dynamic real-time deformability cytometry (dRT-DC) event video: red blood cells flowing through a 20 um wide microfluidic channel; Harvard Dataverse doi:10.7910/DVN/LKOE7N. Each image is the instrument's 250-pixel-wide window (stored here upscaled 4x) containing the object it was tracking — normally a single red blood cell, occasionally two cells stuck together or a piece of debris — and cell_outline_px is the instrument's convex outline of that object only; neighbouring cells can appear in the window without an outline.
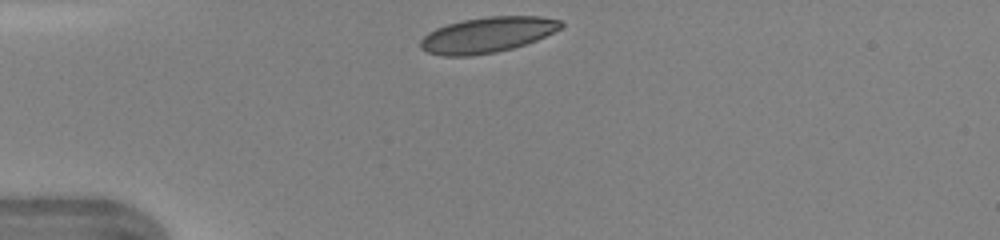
{"species": "human", "species_latin": "Homo sapiens", "temperature_condition": "warm", "stored_images_in_passage": 35, "camera_frame_rate_fps": 3000, "um_per_image_px": 0.085, "donor": {"sex": "female"}, "frame": {"image": 1, "passage_image": 1, "time_ms": 0.0, "image_size_px": [1000, 240], "cell_outline_px": [[564, 24], [560, 28], [536, 40], [512, 48], [496, 52], [472, 56], [444, 56], [428, 52], [420, 48], [420, 40], [428, 32], [436, 28], [448, 24], [464, 20], [488, 16], [540, 16], [560, 20]], "centroid_in_image_um": [41.4, 2.96], "position_along_channel_um": 43.6, "area_um2": 28.9}}
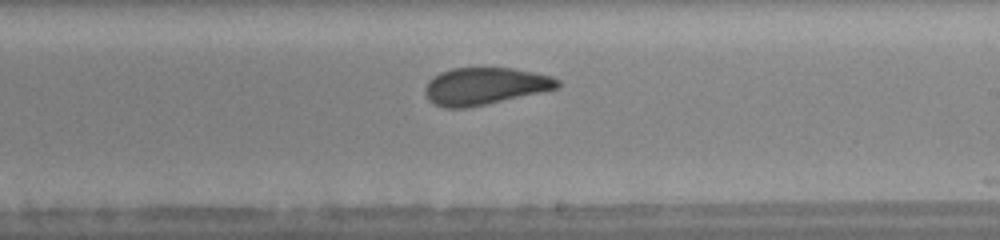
{"frame": {"image": 2, "passage_image": 17, "time_ms": 5.333, "image_size_px": [1000, 240], "cell_outline_px": [[560, 88], [484, 104], [464, 108], [444, 108], [428, 100], [424, 92], [424, 88], [428, 80], [432, 76], [440, 72], [452, 68], [512, 68], [552, 76], [560, 80]], "centroid_in_image_um": [41.19, 7.31], "position_along_channel_um": 247.8, "area_um2": 28.61}}
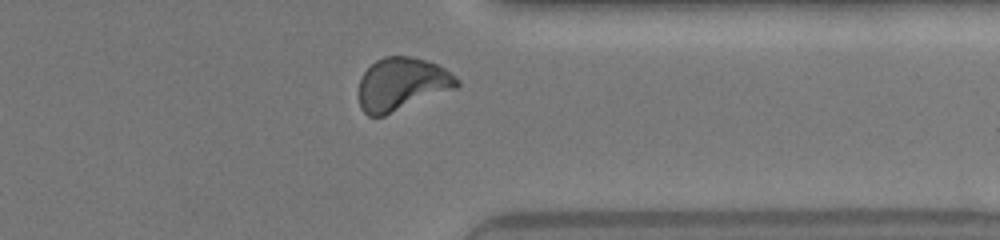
{"frame": {"image": 3, "passage_image": 26, "time_ms": 8.333, "image_size_px": [1000, 240], "cell_outline_px": [[460, 84], [456, 88], [384, 116], [368, 116], [360, 108], [360, 80], [364, 72], [376, 60], [384, 56], [408, 56], [424, 60], [436, 64], [444, 68], [456, 76], [460, 80]], "centroid_in_image_um": [34.17, 7.15], "position_along_channel_um": 377.2, "area_um2": 30.06}, "authors_computed_cell_mechanics": {"area_um2": 29.0734, "velocity_mm_per_s": 4.3685, "shape_relaxation_time_tau1_ms": 3.9951, "shape_relaxation_time_tau2_ms": 0.7648, "deformation_change_tau1": 0.1236, "deformation_change_tau2": 0.0548}}